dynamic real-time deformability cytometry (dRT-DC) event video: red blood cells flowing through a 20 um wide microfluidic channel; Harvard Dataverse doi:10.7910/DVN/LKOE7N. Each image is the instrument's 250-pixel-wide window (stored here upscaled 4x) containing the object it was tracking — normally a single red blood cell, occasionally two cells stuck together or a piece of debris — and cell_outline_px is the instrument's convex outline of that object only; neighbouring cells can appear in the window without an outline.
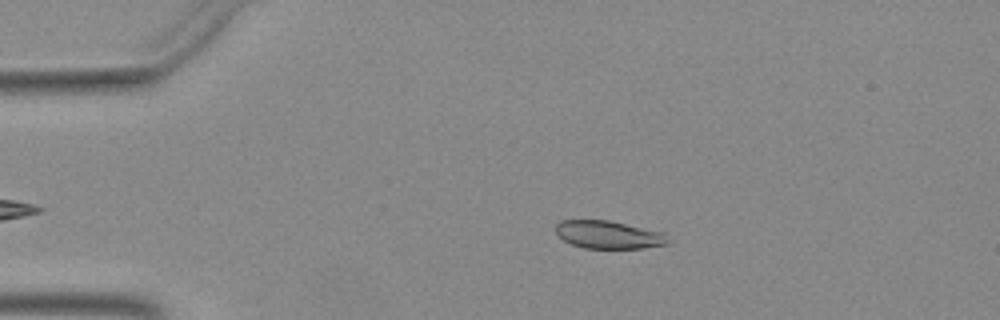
{"species": "Egyptian fruit bat (a non-hibernating species)", "species_latin": "Rousettus aegyptiacus", "temperature_condition": "warm", "stored_images_in_passage": 11, "camera_frame_rate_fps": 3000, "um_per_image_px": 0.085, "animal": {"sex": "female"}, "frame": {"image": 1, "passage_image": 7, "time_ms": 2.0, "image_size_px": [1000, 320], "cell_outline_px": [[668, 244], [644, 248], [584, 248], [572, 244], [564, 240], [556, 232], [556, 224], [560, 220], [608, 220], [664, 232], [668, 240]], "centroid_in_image_um": [51.73, 19.95], "position_along_channel_um": 33.3, "area_um2": 18.15}}